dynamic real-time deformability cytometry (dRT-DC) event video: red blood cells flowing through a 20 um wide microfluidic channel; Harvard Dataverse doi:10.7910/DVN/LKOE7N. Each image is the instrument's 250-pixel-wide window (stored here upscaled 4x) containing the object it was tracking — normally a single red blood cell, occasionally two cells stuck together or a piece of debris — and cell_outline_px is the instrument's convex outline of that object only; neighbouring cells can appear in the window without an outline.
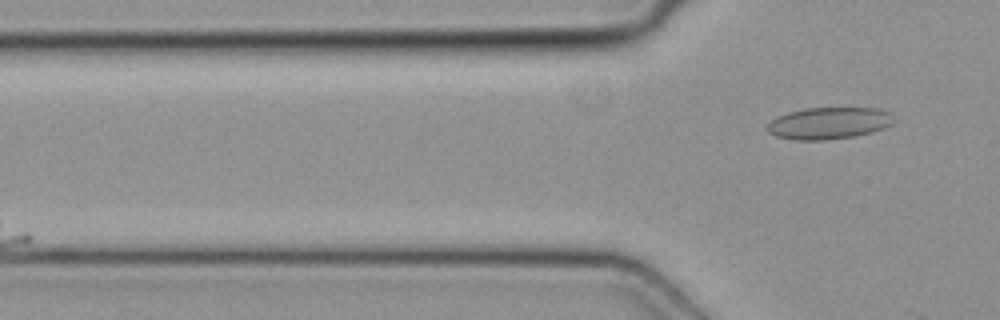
{"species": "common noctule bat (a hibernating species)", "species_latin": "Nyctalus noctula", "temperature_condition": "cold", "stored_images_in_passage": 6, "camera_frame_rate_fps": 3000, "um_per_image_px": 0.085, "animal": {"sex": "female", "body_mass_g": 19.3, "forearm_length_mm": 54.1}, "frame": {"image": 1, "passage_image": 6, "time_ms": 1.667, "image_size_px": [1000, 320], "cell_outline_px": [[896, 120], [892, 124], [884, 128], [872, 132], [856, 136], [828, 140], [792, 140], [776, 136], [768, 132], [768, 124], [776, 116], [788, 112], [804, 108], [880, 108], [892, 112]], "centroid_in_image_um": [70.5, 10.47], "position_along_channel_um": 55.3, "area_um2": 23.87}}